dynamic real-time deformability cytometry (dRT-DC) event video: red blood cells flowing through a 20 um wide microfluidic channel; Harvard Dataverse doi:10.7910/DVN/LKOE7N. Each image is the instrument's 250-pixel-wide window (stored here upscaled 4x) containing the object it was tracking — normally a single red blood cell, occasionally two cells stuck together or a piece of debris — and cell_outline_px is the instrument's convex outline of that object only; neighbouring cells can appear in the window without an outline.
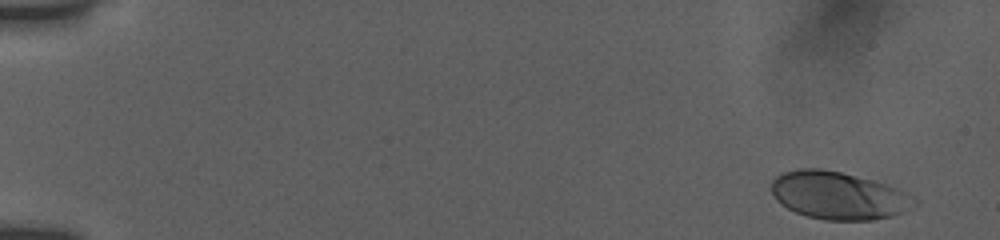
{"species": "human", "species_latin": "Homo sapiens", "temperature_condition": "room temperature", "stored_images_in_passage": 34, "camera_frame_rate_fps": 3000, "um_per_image_px": 0.085, "donor": {"sex": "female"}, "frame": {"image": 1, "passage_image": 1, "time_ms": 0.0, "image_size_px": [1000, 240], "cell_outline_px": [[920, 200], [916, 204], [904, 212], [892, 216], [872, 220], [824, 220], [808, 216], [796, 212], [780, 204], [776, 200], [768, 188], [772, 180], [776, 176], [784, 172], [800, 168], [820, 168], [840, 172], [888, 184], [900, 188]], "centroid_in_image_um": [71.28, 16.61], "position_along_channel_um": 13.7, "area_um2": 40.17}}
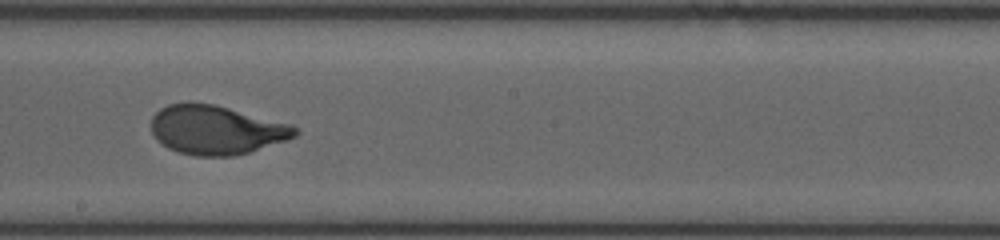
{"frame": {"image": 2, "passage_image": 19, "time_ms": 9.667, "image_size_px": [1000, 240], "cell_outline_px": [[300, 132], [296, 136], [288, 140], [248, 152], [232, 156], [196, 156], [180, 152], [168, 148], [156, 140], [152, 132], [152, 116], [160, 108], [168, 104], [188, 100], [216, 104], [292, 124], [300, 128]], "centroid_in_image_um": [18.39, 11.01], "position_along_channel_um": 229.8, "area_um2": 41.79}}
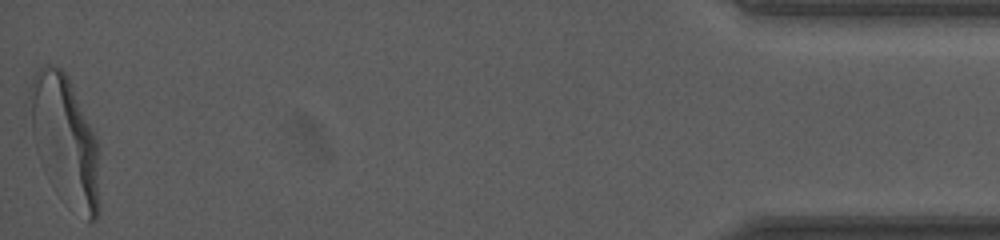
{"frame": {"image": 3, "passage_image": 34, "time_ms": 17.0, "image_size_px": [1000, 240], "cell_outline_px": [[100, 212], [96, 220], [92, 224], [88, 224], [44, 172], [40, 164], [36, 152], [32, 132], [28, 96], [28, 88], [36, 72], [40, 68], [48, 64], [52, 64], [60, 68], [68, 76], [96, 140], [100, 204]], "centroid_in_image_um": [5.51, 11.92], "position_along_channel_um": 429.7, "area_um2": 51.79}, "authors_computed_cell_mechanics": {"area_um2": 41.0091, "velocity_mm_per_s": 3.8648, "shape_relaxation_time_tau1_ms": 3.5187, "shape_relaxation_time_tau2_ms": null, "deformation_change_tau1": 0.1769, "deformation_change_tau2": null}}